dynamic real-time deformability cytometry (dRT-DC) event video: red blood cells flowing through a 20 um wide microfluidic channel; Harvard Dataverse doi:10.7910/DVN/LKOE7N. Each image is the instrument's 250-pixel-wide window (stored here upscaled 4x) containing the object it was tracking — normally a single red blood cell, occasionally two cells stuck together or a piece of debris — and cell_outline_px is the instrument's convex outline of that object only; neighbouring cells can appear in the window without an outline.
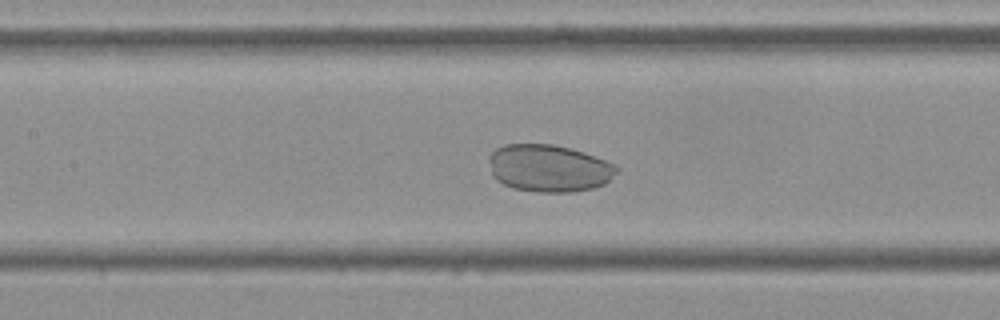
{"species": "Egyptian fruit bat (a non-hibernating species)", "species_latin": "Rousettus aegyptiacus", "temperature_condition": "cold", "stored_images_in_passage": 55, "camera_frame_rate_fps": 3000, "um_per_image_px": 0.085, "frame": {"image": 1, "passage_image": 25, "time_ms": 8.0, "image_size_px": [1000, 320], "cell_outline_px": [[620, 168], [604, 184], [592, 188], [572, 192], [536, 192], [512, 188], [496, 180], [492, 176], [488, 160], [488, 156], [496, 148], [504, 144], [556, 144], [572, 148], [584, 152], [616, 164]], "centroid_in_image_um": [46.63, 14.29], "position_along_channel_um": 160.8, "area_um2": 35.55}}
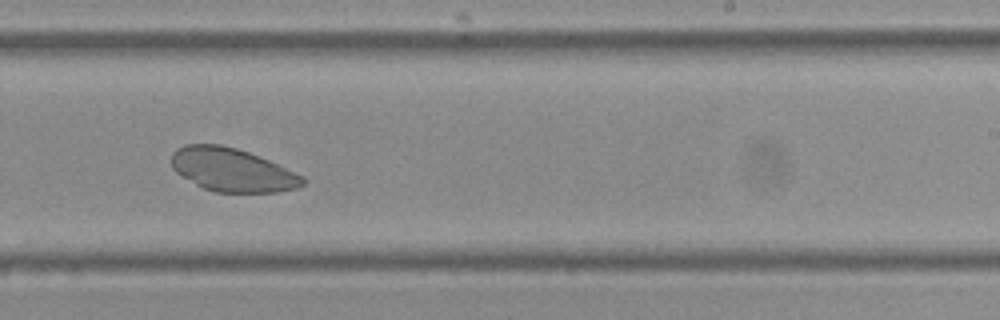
{"frame": {"image": 2, "passage_image": 34, "time_ms": 11.0, "image_size_px": [1000, 320], "cell_outline_px": [[308, 180], [304, 184], [296, 188], [276, 192], [216, 192], [204, 188], [196, 184], [176, 172], [172, 168], [172, 152], [176, 148], [184, 144], [220, 144], [236, 148], [248, 152], [268, 160], [304, 176]], "centroid_in_image_um": [19.73, 14.43], "position_along_channel_um": 269.3, "area_um2": 33.06}}
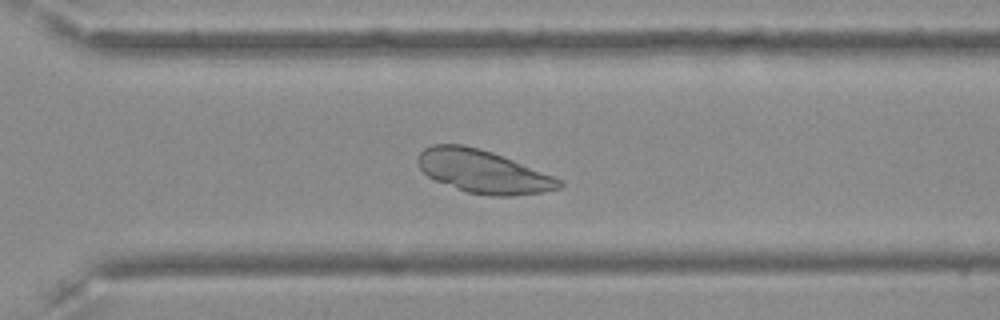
{"frame": {"image": 3, "passage_image": 39, "time_ms": 12.667, "image_size_px": [1000, 320], "cell_outline_px": [[564, 184], [560, 188], [540, 192], [512, 196], [492, 196], [464, 192], [436, 180], [428, 176], [420, 168], [416, 160], [420, 152], [424, 148], [432, 144], [464, 144], [480, 148], [492, 152], [564, 180]], "centroid_in_image_um": [41.05, 14.58], "position_along_channel_um": 329.6, "area_um2": 35.43}}